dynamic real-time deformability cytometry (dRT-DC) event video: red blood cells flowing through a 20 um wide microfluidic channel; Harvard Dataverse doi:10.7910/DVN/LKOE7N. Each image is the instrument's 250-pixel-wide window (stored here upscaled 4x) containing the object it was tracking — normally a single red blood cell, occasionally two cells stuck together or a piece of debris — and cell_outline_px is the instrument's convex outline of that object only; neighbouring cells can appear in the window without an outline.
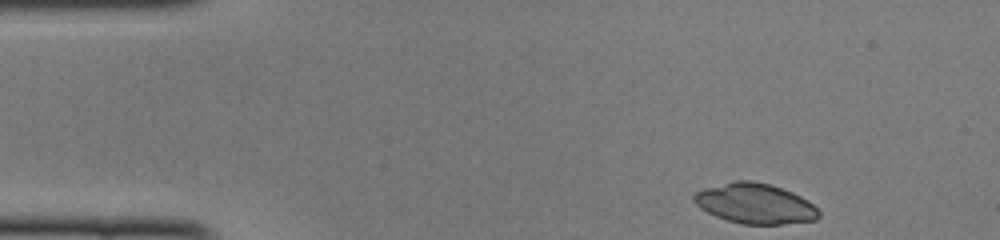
{"species": "common noctule bat (a hibernating species)", "species_latin": "Nyctalus noctula", "temperature_condition": "cold", "stored_images_in_passage": 44, "camera_frame_rate_fps": 3000, "um_per_image_px": 0.085, "animal": {"sex": "female", "body_mass_g": 22.0, "forearm_length_mm": 56.7}, "frame": {"image": 1, "passage_image": 1, "time_ms": 0.0, "image_size_px": [1000, 240], "cell_outline_px": [[820, 216], [816, 220], [780, 224], [744, 224], [728, 220], [716, 216], [700, 208], [692, 200], [692, 196], [696, 192], [704, 188], [732, 180], [752, 180], [768, 184], [792, 192], [808, 200], [820, 212]], "centroid_in_image_um": [64.16, 17.29], "position_along_channel_um": 20.8, "area_um2": 29.19}}
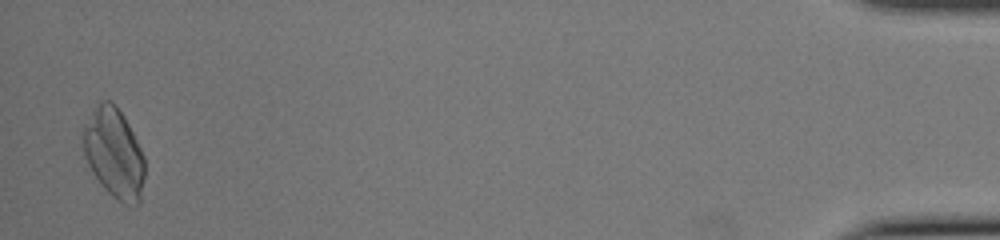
{"frame": {"image": 2, "passage_image": 43, "time_ms": 14.0, "image_size_px": [1000, 240], "cell_outline_px": [[144, 176], [140, 204], [124, 204], [116, 200], [104, 188], [92, 172], [88, 164], [84, 152], [84, 124], [96, 100], [112, 100], [124, 116], [144, 156]], "centroid_in_image_um": [9.69, 12.99], "position_along_channel_um": 425.5, "area_um2": 32.31}}